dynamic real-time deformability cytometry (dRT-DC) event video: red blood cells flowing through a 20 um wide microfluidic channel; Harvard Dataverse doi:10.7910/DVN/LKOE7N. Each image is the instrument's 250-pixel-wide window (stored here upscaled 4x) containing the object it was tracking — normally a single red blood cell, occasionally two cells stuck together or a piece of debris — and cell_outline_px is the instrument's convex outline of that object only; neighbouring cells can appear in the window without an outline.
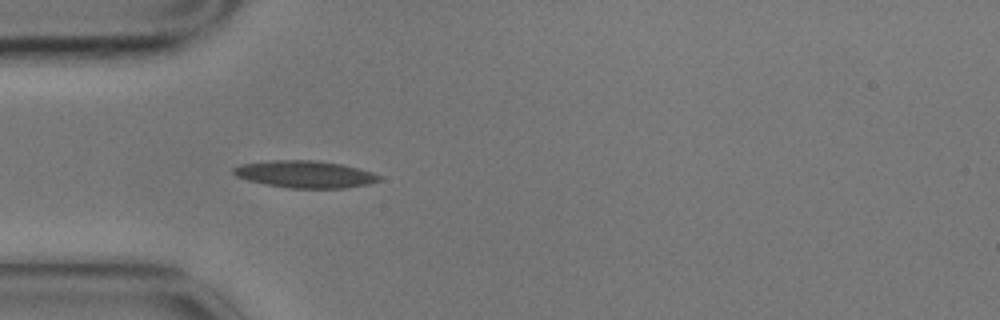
{"species": "common noctule bat (a hibernating species)", "species_latin": "Nyctalus noctula", "temperature_condition": "cold", "stored_images_in_passage": 2, "camera_frame_rate_fps": 3000, "um_per_image_px": 0.085, "animal": {"sex": "male", "body_mass_g": 17.9}, "frame": {"image": 1, "passage_image": 2, "time_ms": 0.333, "image_size_px": [1000, 320], "cell_outline_px": [[380, 180], [368, 184], [344, 188], [288, 188], [264, 184], [248, 180], [236, 176], [232, 172], [232, 168], [240, 164], [268, 160], [316, 160], [340, 164], [372, 172], [380, 176]], "centroid_in_image_um": [25.87, 14.81], "position_along_channel_um": 59.1, "area_um2": 23.0}}